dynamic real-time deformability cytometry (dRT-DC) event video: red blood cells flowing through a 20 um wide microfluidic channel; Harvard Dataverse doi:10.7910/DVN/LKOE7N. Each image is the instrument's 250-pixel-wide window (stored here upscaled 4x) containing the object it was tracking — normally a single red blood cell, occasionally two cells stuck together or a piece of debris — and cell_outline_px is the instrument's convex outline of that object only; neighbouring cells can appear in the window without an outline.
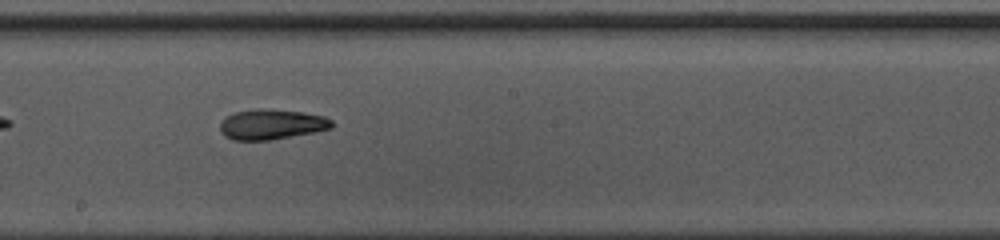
{"species": "common noctule bat (a hibernating species)", "species_latin": "Nyctalus noctula", "temperature_condition": "warm", "stored_images_in_passage": 23, "camera_frame_rate_fps": 3000, "um_per_image_px": 0.085, "animal": {"sex": "female", "body_mass_g": 10.0, "forearm_length_mm": 53.1}, "frame": {"image": 1, "passage_image": 14, "time_ms": 4.333, "image_size_px": [1000, 240], "cell_outline_px": [[332, 128], [316, 132], [272, 140], [232, 140], [224, 136], [220, 132], [220, 124], [228, 116], [236, 112], [256, 108], [264, 108], [304, 112], [324, 116], [332, 120]], "centroid_in_image_um": [23.1, 10.57], "position_along_channel_um": 225.1, "area_um2": 19.83}}
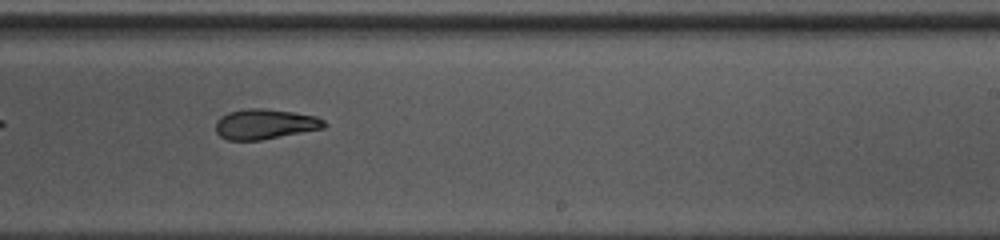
{"frame": {"image": 2, "passage_image": 17, "time_ms": 5.333, "image_size_px": [1000, 240], "cell_outline_px": [[328, 124], [324, 128], [260, 140], [228, 140], [220, 136], [216, 132], [216, 120], [220, 116], [228, 112], [248, 108], [264, 108], [292, 112], [316, 116], [324, 120]], "centroid_in_image_um": [22.51, 10.54], "position_along_channel_um": 266.5, "area_um2": 19.07}}
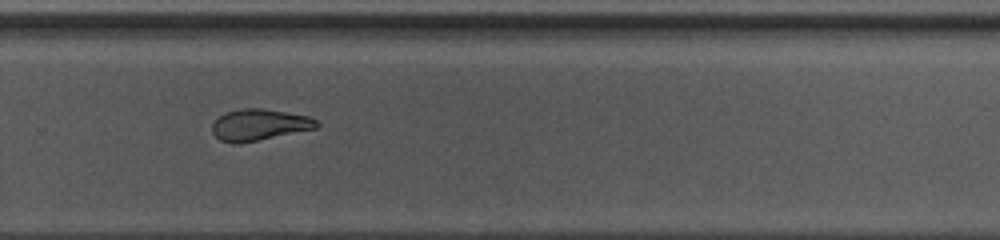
{"frame": {"image": 3, "passage_image": 20, "time_ms": 6.333, "image_size_px": [1000, 240], "cell_outline_px": [[320, 124], [316, 128], [236, 144], [232, 144], [220, 140], [212, 132], [212, 124], [224, 112], [240, 108], [260, 108], [308, 116], [316, 120]], "centroid_in_image_um": [21.99, 10.6], "position_along_channel_um": 307.8, "area_um2": 18.84}}